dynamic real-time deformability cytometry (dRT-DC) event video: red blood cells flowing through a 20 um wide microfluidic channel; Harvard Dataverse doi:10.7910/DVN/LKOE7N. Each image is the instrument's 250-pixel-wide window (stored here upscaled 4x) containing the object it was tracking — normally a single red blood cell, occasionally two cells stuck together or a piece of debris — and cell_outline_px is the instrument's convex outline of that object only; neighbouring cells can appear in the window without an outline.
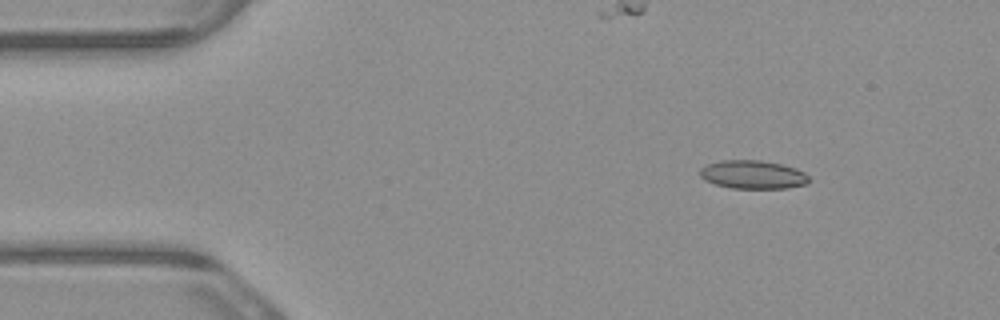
{"species": "common noctule bat (a hibernating species)", "species_latin": "Nyctalus noctula", "temperature_condition": "warm", "stored_images_in_passage": 3, "camera_frame_rate_fps": 3000, "um_per_image_px": 0.085, "animal": {"sex": "male", "body_mass_g": 23.1, "forearm_length_mm": 52.7}, "frame": {"image": 1, "passage_image": 1, "time_ms": 0.0, "image_size_px": [1000, 320], "cell_outline_px": [[812, 180], [808, 184], [788, 188], [732, 188], [716, 184], [704, 180], [700, 176], [700, 168], [708, 164], [720, 160], [760, 160], [780, 164], [796, 168], [804, 172]], "centroid_in_image_um": [64.02, 14.84], "position_along_channel_um": 21.0, "area_um2": 18.15}}
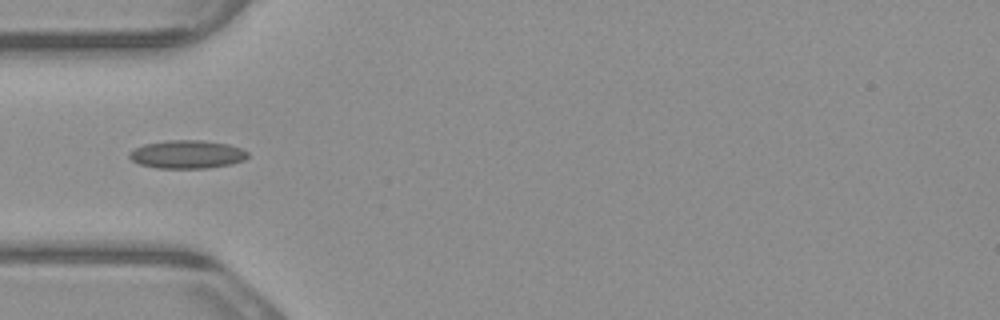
{"frame": {"image": 2, "passage_image": 3, "time_ms": 0.667, "image_size_px": [1000, 320], "cell_outline_px": [[248, 156], [244, 160], [232, 164], [208, 168], [156, 168], [140, 164], [132, 160], [128, 156], [128, 152], [144, 144], [168, 140], [204, 140], [228, 144], [240, 148], [248, 152]], "centroid_in_image_um": [15.91, 13.12], "position_along_channel_um": 69.1, "area_um2": 19.54}}